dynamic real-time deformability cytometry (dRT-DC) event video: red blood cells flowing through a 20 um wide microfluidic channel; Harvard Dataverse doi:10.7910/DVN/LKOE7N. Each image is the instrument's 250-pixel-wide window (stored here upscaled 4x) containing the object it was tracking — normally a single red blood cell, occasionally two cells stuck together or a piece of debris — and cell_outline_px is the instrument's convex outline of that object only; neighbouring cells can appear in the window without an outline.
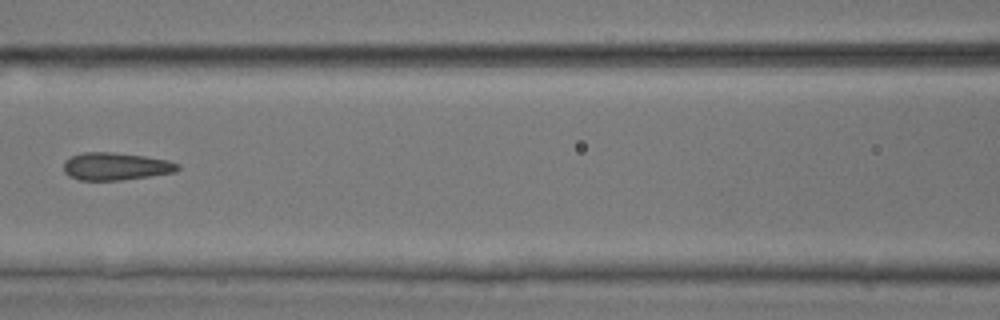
{"species": "common noctule bat (a hibernating species)", "species_latin": "Nyctalus noctula", "temperature_condition": "room temperature", "stored_images_in_passage": 6, "camera_frame_rate_fps": 3000, "um_per_image_px": 0.085, "animal": {"sex": "male", "body_mass_g": 17.9, "forearm_length_mm": 54.2}, "frame": {"image": 1, "passage_image": 6, "time_ms": 1.667, "image_size_px": [1000, 320], "cell_outline_px": [[180, 168], [176, 172], [120, 180], [80, 180], [68, 176], [64, 172], [64, 160], [72, 156], [84, 152], [112, 152], [144, 156], [168, 160], [180, 164]], "centroid_in_image_um": [9.83, 14.14], "position_along_channel_um": 156.8, "area_um2": 18.32}}